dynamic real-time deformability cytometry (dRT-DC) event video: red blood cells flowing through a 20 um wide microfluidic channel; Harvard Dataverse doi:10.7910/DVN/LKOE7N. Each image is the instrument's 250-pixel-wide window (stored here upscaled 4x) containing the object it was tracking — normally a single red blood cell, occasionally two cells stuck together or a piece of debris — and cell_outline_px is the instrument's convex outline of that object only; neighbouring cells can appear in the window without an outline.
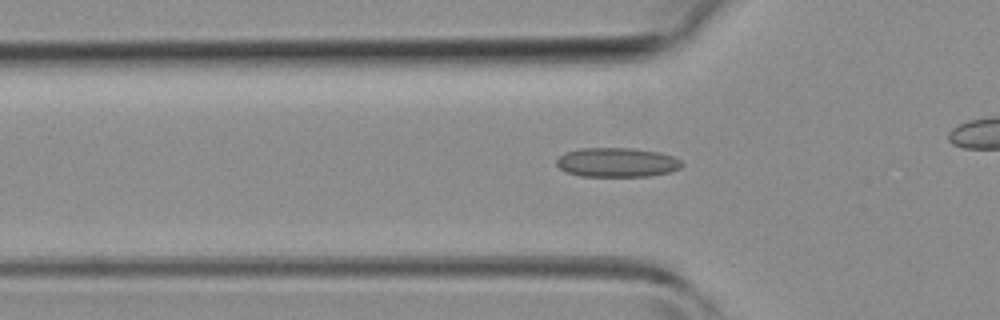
{"species": "common noctule bat (a hibernating species)", "species_latin": "Nyctalus noctula", "temperature_condition": "room temperature", "stored_images_in_passage": 35, "camera_frame_rate_fps": 3000, "um_per_image_px": 0.085, "animal": {"sex": "female", "body_mass_g": 19.3, "forearm_length_mm": 54.1}, "frame": {"image": 1, "passage_image": 14, "time_ms": 4.333, "image_size_px": [1000, 320], "cell_outline_px": [[684, 164], [680, 168], [672, 172], [648, 176], [580, 176], [568, 172], [560, 168], [556, 164], [556, 160], [564, 152], [580, 148], [632, 148], [660, 152], [672, 156], [680, 160]], "centroid_in_image_um": [52.46, 13.8], "position_along_channel_um": 73.3, "area_um2": 21.5}}
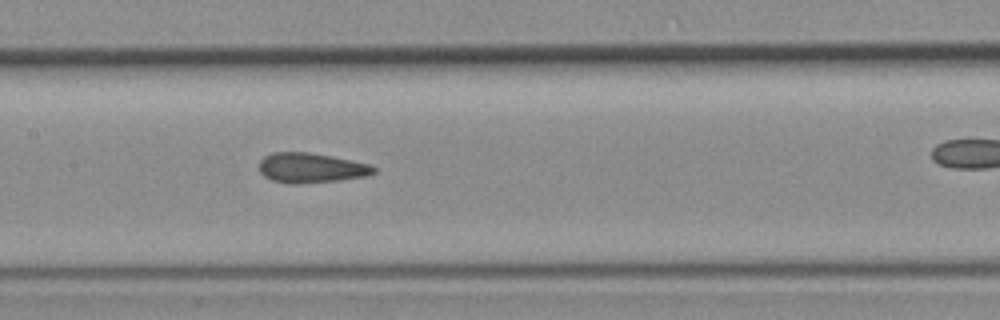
{"frame": {"image": 2, "passage_image": 21, "time_ms": 6.667, "image_size_px": [1000, 320], "cell_outline_px": [[376, 172], [368, 176], [340, 180], [296, 184], [288, 184], [272, 180], [264, 176], [260, 172], [260, 160], [264, 156], [272, 152], [308, 152], [332, 156], [368, 164], [376, 168]], "centroid_in_image_um": [26.43, 14.27], "position_along_channel_um": 181.0, "area_um2": 20.0}}
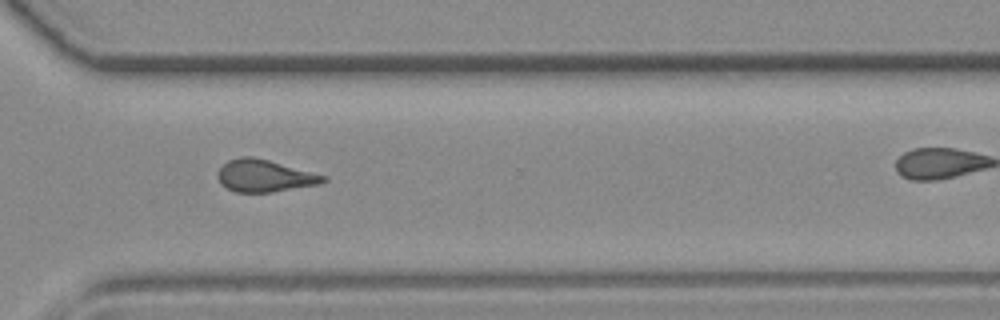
{"frame": {"image": 3, "passage_image": 32, "time_ms": 10.333, "image_size_px": [1000, 320], "cell_outline_px": [[328, 180], [320, 184], [272, 192], [236, 192], [220, 184], [216, 176], [216, 172], [228, 160], [240, 156], [252, 156], [268, 160], [328, 176]], "centroid_in_image_um": [22.48, 14.94], "position_along_channel_um": 348.1, "area_um2": 19.88}}